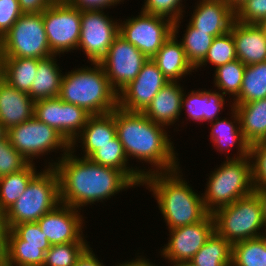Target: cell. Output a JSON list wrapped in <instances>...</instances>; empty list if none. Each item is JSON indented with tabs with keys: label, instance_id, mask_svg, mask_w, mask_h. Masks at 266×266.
Returning <instances> with one entry per match:
<instances>
[{
	"label": "cell",
	"instance_id": "obj_1",
	"mask_svg": "<svg viewBox=\"0 0 266 266\" xmlns=\"http://www.w3.org/2000/svg\"><path fill=\"white\" fill-rule=\"evenodd\" d=\"M74 152L70 150L58 162L51 159L46 165L58 174L60 203L81 210L136 186L122 171L77 157Z\"/></svg>",
	"mask_w": 266,
	"mask_h": 266
},
{
	"label": "cell",
	"instance_id": "obj_2",
	"mask_svg": "<svg viewBox=\"0 0 266 266\" xmlns=\"http://www.w3.org/2000/svg\"><path fill=\"white\" fill-rule=\"evenodd\" d=\"M115 126L128 160L133 157L131 159L152 166L147 175L180 167L178 154L165 126L153 122L143 113L128 112L119 107L115 108Z\"/></svg>",
	"mask_w": 266,
	"mask_h": 266
},
{
	"label": "cell",
	"instance_id": "obj_3",
	"mask_svg": "<svg viewBox=\"0 0 266 266\" xmlns=\"http://www.w3.org/2000/svg\"><path fill=\"white\" fill-rule=\"evenodd\" d=\"M181 172L179 167L173 171L152 173L142 182V186L153 192L151 194L157 200L169 230L197 223L208 214L202 195L189 186Z\"/></svg>",
	"mask_w": 266,
	"mask_h": 266
},
{
	"label": "cell",
	"instance_id": "obj_4",
	"mask_svg": "<svg viewBox=\"0 0 266 266\" xmlns=\"http://www.w3.org/2000/svg\"><path fill=\"white\" fill-rule=\"evenodd\" d=\"M91 65L66 72L58 97L83 108L91 116L111 113L118 107V93L111 87L101 64Z\"/></svg>",
	"mask_w": 266,
	"mask_h": 266
},
{
	"label": "cell",
	"instance_id": "obj_5",
	"mask_svg": "<svg viewBox=\"0 0 266 266\" xmlns=\"http://www.w3.org/2000/svg\"><path fill=\"white\" fill-rule=\"evenodd\" d=\"M211 172L206 190L201 193L205 209L210 214L254 191L250 156L226 159Z\"/></svg>",
	"mask_w": 266,
	"mask_h": 266
},
{
	"label": "cell",
	"instance_id": "obj_6",
	"mask_svg": "<svg viewBox=\"0 0 266 266\" xmlns=\"http://www.w3.org/2000/svg\"><path fill=\"white\" fill-rule=\"evenodd\" d=\"M29 183L24 193L2 215V225L11 229L25 222H37L58 204L59 178L53 167H44Z\"/></svg>",
	"mask_w": 266,
	"mask_h": 266
},
{
	"label": "cell",
	"instance_id": "obj_7",
	"mask_svg": "<svg viewBox=\"0 0 266 266\" xmlns=\"http://www.w3.org/2000/svg\"><path fill=\"white\" fill-rule=\"evenodd\" d=\"M212 215L215 231L231 245L266 235L261 205L254 193L217 209Z\"/></svg>",
	"mask_w": 266,
	"mask_h": 266
},
{
	"label": "cell",
	"instance_id": "obj_8",
	"mask_svg": "<svg viewBox=\"0 0 266 266\" xmlns=\"http://www.w3.org/2000/svg\"><path fill=\"white\" fill-rule=\"evenodd\" d=\"M3 58L45 59L54 55L47 40L42 13L22 14L0 40Z\"/></svg>",
	"mask_w": 266,
	"mask_h": 266
},
{
	"label": "cell",
	"instance_id": "obj_9",
	"mask_svg": "<svg viewBox=\"0 0 266 266\" xmlns=\"http://www.w3.org/2000/svg\"><path fill=\"white\" fill-rule=\"evenodd\" d=\"M7 137L11 145L30 163L34 162L33 159L60 149L63 153L57 158L59 160L71 150V145L58 131L35 116L10 128Z\"/></svg>",
	"mask_w": 266,
	"mask_h": 266
},
{
	"label": "cell",
	"instance_id": "obj_10",
	"mask_svg": "<svg viewBox=\"0 0 266 266\" xmlns=\"http://www.w3.org/2000/svg\"><path fill=\"white\" fill-rule=\"evenodd\" d=\"M81 13L65 0H56L42 13L50 50L54 55L77 50L81 32Z\"/></svg>",
	"mask_w": 266,
	"mask_h": 266
},
{
	"label": "cell",
	"instance_id": "obj_11",
	"mask_svg": "<svg viewBox=\"0 0 266 266\" xmlns=\"http://www.w3.org/2000/svg\"><path fill=\"white\" fill-rule=\"evenodd\" d=\"M119 21V34L151 59L173 33V22L165 17L140 12Z\"/></svg>",
	"mask_w": 266,
	"mask_h": 266
},
{
	"label": "cell",
	"instance_id": "obj_12",
	"mask_svg": "<svg viewBox=\"0 0 266 266\" xmlns=\"http://www.w3.org/2000/svg\"><path fill=\"white\" fill-rule=\"evenodd\" d=\"M147 60L140 50L118 34L99 63L111 87L119 93L136 78Z\"/></svg>",
	"mask_w": 266,
	"mask_h": 266
},
{
	"label": "cell",
	"instance_id": "obj_13",
	"mask_svg": "<svg viewBox=\"0 0 266 266\" xmlns=\"http://www.w3.org/2000/svg\"><path fill=\"white\" fill-rule=\"evenodd\" d=\"M118 34L119 22L113 20L103 10H82L77 49L82 50L91 63H99Z\"/></svg>",
	"mask_w": 266,
	"mask_h": 266
},
{
	"label": "cell",
	"instance_id": "obj_14",
	"mask_svg": "<svg viewBox=\"0 0 266 266\" xmlns=\"http://www.w3.org/2000/svg\"><path fill=\"white\" fill-rule=\"evenodd\" d=\"M34 116L58 131L71 145L91 115L79 106L52 97L35 101Z\"/></svg>",
	"mask_w": 266,
	"mask_h": 266
},
{
	"label": "cell",
	"instance_id": "obj_15",
	"mask_svg": "<svg viewBox=\"0 0 266 266\" xmlns=\"http://www.w3.org/2000/svg\"><path fill=\"white\" fill-rule=\"evenodd\" d=\"M214 231V218L208 213L197 223L170 229L168 243L159 253L171 265L191 261Z\"/></svg>",
	"mask_w": 266,
	"mask_h": 266
},
{
	"label": "cell",
	"instance_id": "obj_16",
	"mask_svg": "<svg viewBox=\"0 0 266 266\" xmlns=\"http://www.w3.org/2000/svg\"><path fill=\"white\" fill-rule=\"evenodd\" d=\"M168 82L156 63L148 59L136 78L118 93V107L128 112L143 113Z\"/></svg>",
	"mask_w": 266,
	"mask_h": 266
},
{
	"label": "cell",
	"instance_id": "obj_17",
	"mask_svg": "<svg viewBox=\"0 0 266 266\" xmlns=\"http://www.w3.org/2000/svg\"><path fill=\"white\" fill-rule=\"evenodd\" d=\"M80 213L79 209L60 203L43 215L37 223L51 246L88 242L83 235L84 218Z\"/></svg>",
	"mask_w": 266,
	"mask_h": 266
},
{
	"label": "cell",
	"instance_id": "obj_18",
	"mask_svg": "<svg viewBox=\"0 0 266 266\" xmlns=\"http://www.w3.org/2000/svg\"><path fill=\"white\" fill-rule=\"evenodd\" d=\"M196 4L189 19L193 28L214 37L230 30L235 20V12L226 0H199Z\"/></svg>",
	"mask_w": 266,
	"mask_h": 266
},
{
	"label": "cell",
	"instance_id": "obj_19",
	"mask_svg": "<svg viewBox=\"0 0 266 266\" xmlns=\"http://www.w3.org/2000/svg\"><path fill=\"white\" fill-rule=\"evenodd\" d=\"M230 31L237 59L246 66L266 61V33L261 24L233 21Z\"/></svg>",
	"mask_w": 266,
	"mask_h": 266
},
{
	"label": "cell",
	"instance_id": "obj_20",
	"mask_svg": "<svg viewBox=\"0 0 266 266\" xmlns=\"http://www.w3.org/2000/svg\"><path fill=\"white\" fill-rule=\"evenodd\" d=\"M182 19L183 17L173 22V33L151 58L168 81L182 80L181 78L195 70L187 60L181 42L177 40Z\"/></svg>",
	"mask_w": 266,
	"mask_h": 266
},
{
	"label": "cell",
	"instance_id": "obj_21",
	"mask_svg": "<svg viewBox=\"0 0 266 266\" xmlns=\"http://www.w3.org/2000/svg\"><path fill=\"white\" fill-rule=\"evenodd\" d=\"M231 119L227 120L226 118L222 119L219 117L218 119L209 122L212 126L210 132L211 142L214 143V148L217 151L227 155L228 151L233 150V147L236 145L237 154L235 157H226V159H239L243 157L249 156L250 144L245 140L241 126H240V118L239 114L231 105ZM221 118V119H220Z\"/></svg>",
	"mask_w": 266,
	"mask_h": 266
},
{
	"label": "cell",
	"instance_id": "obj_22",
	"mask_svg": "<svg viewBox=\"0 0 266 266\" xmlns=\"http://www.w3.org/2000/svg\"><path fill=\"white\" fill-rule=\"evenodd\" d=\"M179 81H169L152 99L143 114L155 123L173 126L182 113L184 89Z\"/></svg>",
	"mask_w": 266,
	"mask_h": 266
},
{
	"label": "cell",
	"instance_id": "obj_23",
	"mask_svg": "<svg viewBox=\"0 0 266 266\" xmlns=\"http://www.w3.org/2000/svg\"><path fill=\"white\" fill-rule=\"evenodd\" d=\"M35 101L5 80L0 84V122L7 130L34 116Z\"/></svg>",
	"mask_w": 266,
	"mask_h": 266
},
{
	"label": "cell",
	"instance_id": "obj_24",
	"mask_svg": "<svg viewBox=\"0 0 266 266\" xmlns=\"http://www.w3.org/2000/svg\"><path fill=\"white\" fill-rule=\"evenodd\" d=\"M116 135L115 109L108 114L92 115L88 118L80 135L71 144V150L76 149L75 147H78V143L81 142V150L84 153L82 158H88L101 145L110 143Z\"/></svg>",
	"mask_w": 266,
	"mask_h": 266
},
{
	"label": "cell",
	"instance_id": "obj_25",
	"mask_svg": "<svg viewBox=\"0 0 266 266\" xmlns=\"http://www.w3.org/2000/svg\"><path fill=\"white\" fill-rule=\"evenodd\" d=\"M205 90H191L188 95L184 91L181 108L186 109L188 120L209 123L219 118L220 110H223L225 105V96L216 90Z\"/></svg>",
	"mask_w": 266,
	"mask_h": 266
},
{
	"label": "cell",
	"instance_id": "obj_26",
	"mask_svg": "<svg viewBox=\"0 0 266 266\" xmlns=\"http://www.w3.org/2000/svg\"><path fill=\"white\" fill-rule=\"evenodd\" d=\"M88 159L93 163L122 171L137 186L142 185L143 178L147 176L148 169L146 168L143 170L137 168V166H135L136 168L132 166L130 168L129 160L117 135L110 143L101 145Z\"/></svg>",
	"mask_w": 266,
	"mask_h": 266
},
{
	"label": "cell",
	"instance_id": "obj_27",
	"mask_svg": "<svg viewBox=\"0 0 266 266\" xmlns=\"http://www.w3.org/2000/svg\"><path fill=\"white\" fill-rule=\"evenodd\" d=\"M240 118V126L249 144L266 142V98L248 103H232Z\"/></svg>",
	"mask_w": 266,
	"mask_h": 266
},
{
	"label": "cell",
	"instance_id": "obj_28",
	"mask_svg": "<svg viewBox=\"0 0 266 266\" xmlns=\"http://www.w3.org/2000/svg\"><path fill=\"white\" fill-rule=\"evenodd\" d=\"M57 56L38 59L36 77L28 92L34 101L59 96L63 74L57 64Z\"/></svg>",
	"mask_w": 266,
	"mask_h": 266
},
{
	"label": "cell",
	"instance_id": "obj_29",
	"mask_svg": "<svg viewBox=\"0 0 266 266\" xmlns=\"http://www.w3.org/2000/svg\"><path fill=\"white\" fill-rule=\"evenodd\" d=\"M35 163L16 173L0 177V215L2 216L21 197L30 181L39 173Z\"/></svg>",
	"mask_w": 266,
	"mask_h": 266
},
{
	"label": "cell",
	"instance_id": "obj_30",
	"mask_svg": "<svg viewBox=\"0 0 266 266\" xmlns=\"http://www.w3.org/2000/svg\"><path fill=\"white\" fill-rule=\"evenodd\" d=\"M191 262L196 266H232V245L214 231Z\"/></svg>",
	"mask_w": 266,
	"mask_h": 266
},
{
	"label": "cell",
	"instance_id": "obj_31",
	"mask_svg": "<svg viewBox=\"0 0 266 266\" xmlns=\"http://www.w3.org/2000/svg\"><path fill=\"white\" fill-rule=\"evenodd\" d=\"M4 80L19 91L28 93L36 77L38 59L3 58Z\"/></svg>",
	"mask_w": 266,
	"mask_h": 266
},
{
	"label": "cell",
	"instance_id": "obj_32",
	"mask_svg": "<svg viewBox=\"0 0 266 266\" xmlns=\"http://www.w3.org/2000/svg\"><path fill=\"white\" fill-rule=\"evenodd\" d=\"M266 98V61L245 67L239 95L232 103H248Z\"/></svg>",
	"mask_w": 266,
	"mask_h": 266
},
{
	"label": "cell",
	"instance_id": "obj_33",
	"mask_svg": "<svg viewBox=\"0 0 266 266\" xmlns=\"http://www.w3.org/2000/svg\"><path fill=\"white\" fill-rule=\"evenodd\" d=\"M232 266H266V235L233 244Z\"/></svg>",
	"mask_w": 266,
	"mask_h": 266
},
{
	"label": "cell",
	"instance_id": "obj_34",
	"mask_svg": "<svg viewBox=\"0 0 266 266\" xmlns=\"http://www.w3.org/2000/svg\"><path fill=\"white\" fill-rule=\"evenodd\" d=\"M245 67L246 65L238 59L218 66L214 70V86L219 92L222 91L224 96L230 95L235 99L241 90Z\"/></svg>",
	"mask_w": 266,
	"mask_h": 266
},
{
	"label": "cell",
	"instance_id": "obj_35",
	"mask_svg": "<svg viewBox=\"0 0 266 266\" xmlns=\"http://www.w3.org/2000/svg\"><path fill=\"white\" fill-rule=\"evenodd\" d=\"M5 245L41 246L45 253L51 246L37 222L20 223L5 229Z\"/></svg>",
	"mask_w": 266,
	"mask_h": 266
},
{
	"label": "cell",
	"instance_id": "obj_36",
	"mask_svg": "<svg viewBox=\"0 0 266 266\" xmlns=\"http://www.w3.org/2000/svg\"><path fill=\"white\" fill-rule=\"evenodd\" d=\"M186 27L185 34L180 42L187 60L195 68L205 58L214 36L207 34V32L197 31L189 23Z\"/></svg>",
	"mask_w": 266,
	"mask_h": 266
},
{
	"label": "cell",
	"instance_id": "obj_37",
	"mask_svg": "<svg viewBox=\"0 0 266 266\" xmlns=\"http://www.w3.org/2000/svg\"><path fill=\"white\" fill-rule=\"evenodd\" d=\"M236 59L235 42L232 32L229 30L223 35L214 37L205 58L195 67V71L199 67H206L207 63L214 65L216 69L218 66L225 65Z\"/></svg>",
	"mask_w": 266,
	"mask_h": 266
},
{
	"label": "cell",
	"instance_id": "obj_38",
	"mask_svg": "<svg viewBox=\"0 0 266 266\" xmlns=\"http://www.w3.org/2000/svg\"><path fill=\"white\" fill-rule=\"evenodd\" d=\"M90 242H70L50 246L45 253L43 266H74L90 247Z\"/></svg>",
	"mask_w": 266,
	"mask_h": 266
},
{
	"label": "cell",
	"instance_id": "obj_39",
	"mask_svg": "<svg viewBox=\"0 0 266 266\" xmlns=\"http://www.w3.org/2000/svg\"><path fill=\"white\" fill-rule=\"evenodd\" d=\"M44 260L41 246L5 245V266H43Z\"/></svg>",
	"mask_w": 266,
	"mask_h": 266
},
{
	"label": "cell",
	"instance_id": "obj_40",
	"mask_svg": "<svg viewBox=\"0 0 266 266\" xmlns=\"http://www.w3.org/2000/svg\"><path fill=\"white\" fill-rule=\"evenodd\" d=\"M30 164L10 143L8 137L0 141V177L21 171Z\"/></svg>",
	"mask_w": 266,
	"mask_h": 266
},
{
	"label": "cell",
	"instance_id": "obj_41",
	"mask_svg": "<svg viewBox=\"0 0 266 266\" xmlns=\"http://www.w3.org/2000/svg\"><path fill=\"white\" fill-rule=\"evenodd\" d=\"M141 10L147 14H154L170 19L172 22L181 19L183 16L182 0H144Z\"/></svg>",
	"mask_w": 266,
	"mask_h": 266
},
{
	"label": "cell",
	"instance_id": "obj_42",
	"mask_svg": "<svg viewBox=\"0 0 266 266\" xmlns=\"http://www.w3.org/2000/svg\"><path fill=\"white\" fill-rule=\"evenodd\" d=\"M249 156L252 163L254 188H266V142L250 144Z\"/></svg>",
	"mask_w": 266,
	"mask_h": 266
},
{
	"label": "cell",
	"instance_id": "obj_43",
	"mask_svg": "<svg viewBox=\"0 0 266 266\" xmlns=\"http://www.w3.org/2000/svg\"><path fill=\"white\" fill-rule=\"evenodd\" d=\"M240 23L261 24L266 21V0H248L235 11Z\"/></svg>",
	"mask_w": 266,
	"mask_h": 266
},
{
	"label": "cell",
	"instance_id": "obj_44",
	"mask_svg": "<svg viewBox=\"0 0 266 266\" xmlns=\"http://www.w3.org/2000/svg\"><path fill=\"white\" fill-rule=\"evenodd\" d=\"M22 14L18 0H0V40Z\"/></svg>",
	"mask_w": 266,
	"mask_h": 266
},
{
	"label": "cell",
	"instance_id": "obj_45",
	"mask_svg": "<svg viewBox=\"0 0 266 266\" xmlns=\"http://www.w3.org/2000/svg\"><path fill=\"white\" fill-rule=\"evenodd\" d=\"M70 6L79 10H105L123 2L124 0H65Z\"/></svg>",
	"mask_w": 266,
	"mask_h": 266
},
{
	"label": "cell",
	"instance_id": "obj_46",
	"mask_svg": "<svg viewBox=\"0 0 266 266\" xmlns=\"http://www.w3.org/2000/svg\"><path fill=\"white\" fill-rule=\"evenodd\" d=\"M54 1L56 0H18L23 14L43 13Z\"/></svg>",
	"mask_w": 266,
	"mask_h": 266
},
{
	"label": "cell",
	"instance_id": "obj_47",
	"mask_svg": "<svg viewBox=\"0 0 266 266\" xmlns=\"http://www.w3.org/2000/svg\"><path fill=\"white\" fill-rule=\"evenodd\" d=\"M74 266H106L99 261L92 248L89 247L77 260Z\"/></svg>",
	"mask_w": 266,
	"mask_h": 266
},
{
	"label": "cell",
	"instance_id": "obj_48",
	"mask_svg": "<svg viewBox=\"0 0 266 266\" xmlns=\"http://www.w3.org/2000/svg\"><path fill=\"white\" fill-rule=\"evenodd\" d=\"M253 193L257 196L262 211V217L266 225V188H254Z\"/></svg>",
	"mask_w": 266,
	"mask_h": 266
},
{
	"label": "cell",
	"instance_id": "obj_49",
	"mask_svg": "<svg viewBox=\"0 0 266 266\" xmlns=\"http://www.w3.org/2000/svg\"><path fill=\"white\" fill-rule=\"evenodd\" d=\"M138 258H136L135 260H130V261H125L122 262V266H158V265H153L152 262L149 261V259H146L145 256H137Z\"/></svg>",
	"mask_w": 266,
	"mask_h": 266
},
{
	"label": "cell",
	"instance_id": "obj_50",
	"mask_svg": "<svg viewBox=\"0 0 266 266\" xmlns=\"http://www.w3.org/2000/svg\"><path fill=\"white\" fill-rule=\"evenodd\" d=\"M0 266H5V234H0Z\"/></svg>",
	"mask_w": 266,
	"mask_h": 266
},
{
	"label": "cell",
	"instance_id": "obj_51",
	"mask_svg": "<svg viewBox=\"0 0 266 266\" xmlns=\"http://www.w3.org/2000/svg\"><path fill=\"white\" fill-rule=\"evenodd\" d=\"M230 5V8L235 12L241 5H243L248 0H226Z\"/></svg>",
	"mask_w": 266,
	"mask_h": 266
},
{
	"label": "cell",
	"instance_id": "obj_52",
	"mask_svg": "<svg viewBox=\"0 0 266 266\" xmlns=\"http://www.w3.org/2000/svg\"><path fill=\"white\" fill-rule=\"evenodd\" d=\"M8 135V130L5 126L0 122V141L5 140Z\"/></svg>",
	"mask_w": 266,
	"mask_h": 266
},
{
	"label": "cell",
	"instance_id": "obj_53",
	"mask_svg": "<svg viewBox=\"0 0 266 266\" xmlns=\"http://www.w3.org/2000/svg\"><path fill=\"white\" fill-rule=\"evenodd\" d=\"M4 81V60L0 54V84Z\"/></svg>",
	"mask_w": 266,
	"mask_h": 266
},
{
	"label": "cell",
	"instance_id": "obj_54",
	"mask_svg": "<svg viewBox=\"0 0 266 266\" xmlns=\"http://www.w3.org/2000/svg\"><path fill=\"white\" fill-rule=\"evenodd\" d=\"M172 266H196V265L193 264L191 261H187V262H179V263L174 264Z\"/></svg>",
	"mask_w": 266,
	"mask_h": 266
},
{
	"label": "cell",
	"instance_id": "obj_55",
	"mask_svg": "<svg viewBox=\"0 0 266 266\" xmlns=\"http://www.w3.org/2000/svg\"><path fill=\"white\" fill-rule=\"evenodd\" d=\"M0 234H5V228L2 225V216L0 215Z\"/></svg>",
	"mask_w": 266,
	"mask_h": 266
},
{
	"label": "cell",
	"instance_id": "obj_56",
	"mask_svg": "<svg viewBox=\"0 0 266 266\" xmlns=\"http://www.w3.org/2000/svg\"><path fill=\"white\" fill-rule=\"evenodd\" d=\"M261 25H262L263 29L265 30V33H266V21L262 22Z\"/></svg>",
	"mask_w": 266,
	"mask_h": 266
}]
</instances>
